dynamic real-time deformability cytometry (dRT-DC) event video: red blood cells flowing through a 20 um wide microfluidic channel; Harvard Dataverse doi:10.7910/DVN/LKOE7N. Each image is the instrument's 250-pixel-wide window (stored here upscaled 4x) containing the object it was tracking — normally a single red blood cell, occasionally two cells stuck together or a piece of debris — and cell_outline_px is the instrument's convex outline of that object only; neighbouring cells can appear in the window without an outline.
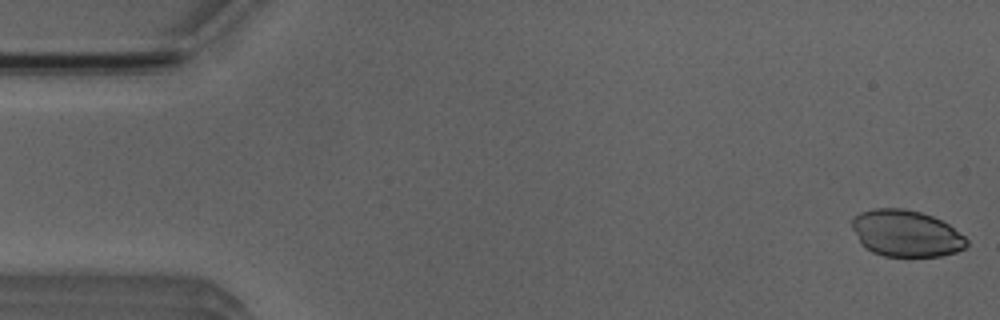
{"species": "Egyptian fruit bat (a non-hibernating species)", "species_latin": "Rousettus aegyptiacus", "temperature_condition": "room temperature", "stored_images_in_passage": 51, "camera_frame_rate_fps": 3000, "um_per_image_px": 0.085, "animal": {"sex": "male"}, "frame": {"image": 1, "passage_image": 1, "time_ms": 0.0, "image_size_px": [1000, 320], "cell_outline_px": [[968, 244], [964, 248], [956, 252], [940, 256], [884, 256], [872, 252], [864, 248], [860, 244], [852, 228], [852, 216], [860, 212], [876, 208], [904, 208], [920, 212], [932, 216], [948, 224], [964, 236], [968, 240]], "centroid_in_image_um": [76.98, 19.84], "position_along_channel_um": 8.0, "area_um2": 31.27}}
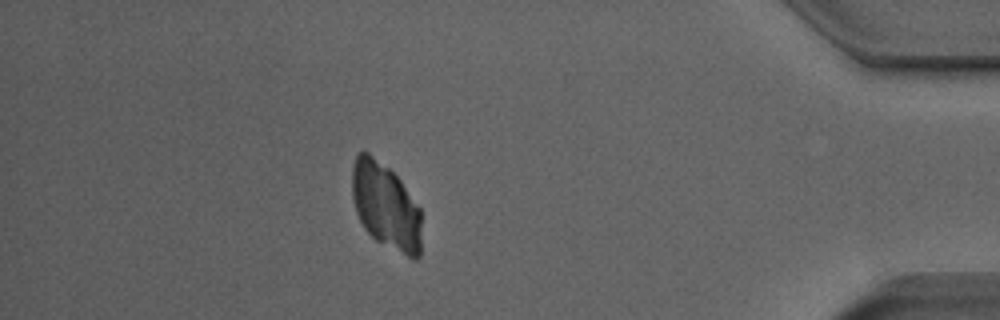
{"frame": {"image": 2, "passage_image": 45, "time_ms": 14.667, "image_size_px": [1000, 320], "cell_outline_px": [[420, 256], [416, 260], [412, 260], [376, 240], [364, 228], [356, 212], [352, 196], [352, 168], [356, 156], [360, 152], [368, 152], [388, 168], [400, 180], [420, 208]], "centroid_in_image_um": [32.79, 17.54], "position_along_channel_um": 402.4, "area_um2": 34.74}}